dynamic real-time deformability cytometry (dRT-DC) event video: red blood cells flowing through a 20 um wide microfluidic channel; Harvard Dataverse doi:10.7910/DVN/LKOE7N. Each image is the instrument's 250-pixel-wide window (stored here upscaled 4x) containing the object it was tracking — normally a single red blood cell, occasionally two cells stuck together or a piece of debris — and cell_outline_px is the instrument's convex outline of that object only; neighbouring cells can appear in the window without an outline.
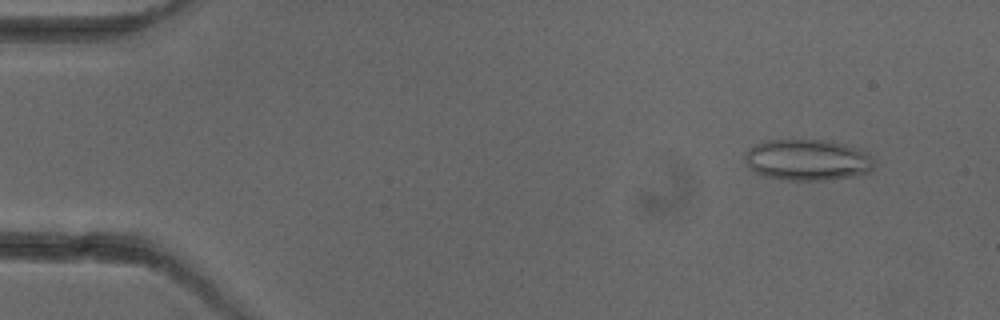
{"species": "common noctule bat (a hibernating species)", "species_latin": "Nyctalus noctula", "temperature_condition": "cold", "stored_images_in_passage": 4, "camera_frame_rate_fps": 3000, "um_per_image_px": 0.085, "animal": {"sex": "female"}, "frame": {"image": 1, "passage_image": 1, "time_ms": 0.0, "image_size_px": [1000, 320], "cell_outline_px": [[876, 164], [872, 172], [852, 176], [824, 180], [788, 180], [764, 176], [748, 168], [744, 156], [748, 148], [764, 140], [832, 140], [868, 152], [872, 156]], "centroid_in_image_um": [68.66, 13.59], "position_along_channel_um": 16.3, "area_um2": 31.39}}